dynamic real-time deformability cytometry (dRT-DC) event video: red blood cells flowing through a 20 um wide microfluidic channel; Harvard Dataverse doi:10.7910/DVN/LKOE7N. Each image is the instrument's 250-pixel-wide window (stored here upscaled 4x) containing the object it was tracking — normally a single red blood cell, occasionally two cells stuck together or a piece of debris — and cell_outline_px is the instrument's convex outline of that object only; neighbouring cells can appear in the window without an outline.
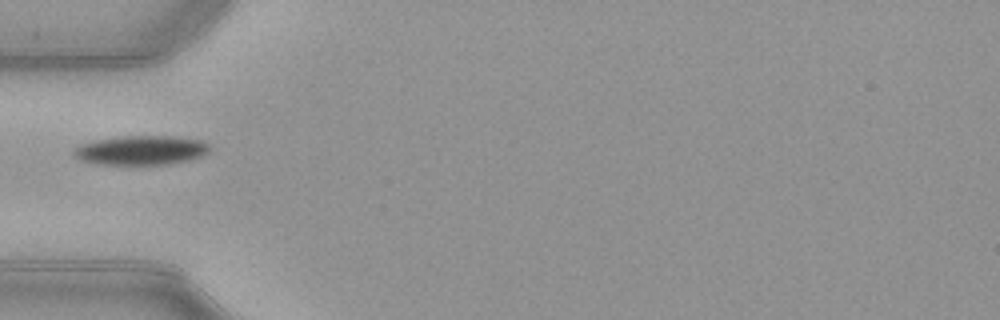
{"species": "common noctule bat (a hibernating species)", "species_latin": "Nyctalus noctula", "temperature_condition": "warm", "stored_images_in_passage": 36, "camera_frame_rate_fps": 3000, "um_per_image_px": 0.085, "animal": {"sex": "female", "body_mass_g": 21.9}, "frame": {"image": 1, "passage_image": 1, "time_ms": 0.0, "image_size_px": [1000, 320], "cell_outline_px": [[212, 148], [208, 152], [200, 156], [188, 160], [168, 164], [100, 164], [80, 160], [72, 156], [72, 152], [80, 144], [96, 140], [124, 136], [176, 136], [200, 140], [208, 144]], "centroid_in_image_um": [11.99, 12.77], "position_along_channel_um": 73.0, "area_um2": 23.12}}
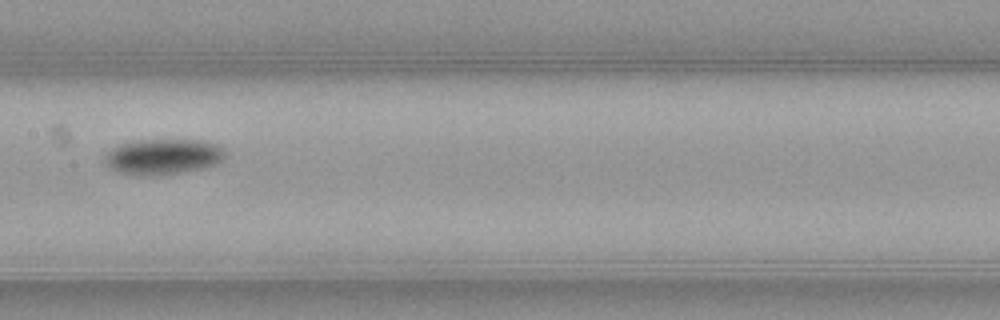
{"frame": {"image": 2, "passage_image": 10, "time_ms": 3.0, "image_size_px": [1000, 320], "cell_outline_px": [[224, 160], [216, 164], [168, 176], [140, 176], [116, 172], [108, 168], [104, 164], [104, 156], [112, 148], [120, 144], [136, 140], [204, 140], [216, 144], [224, 148]], "centroid_in_image_um": [13.83, 13.34], "position_along_channel_um": 193.6, "area_um2": 25.55}}
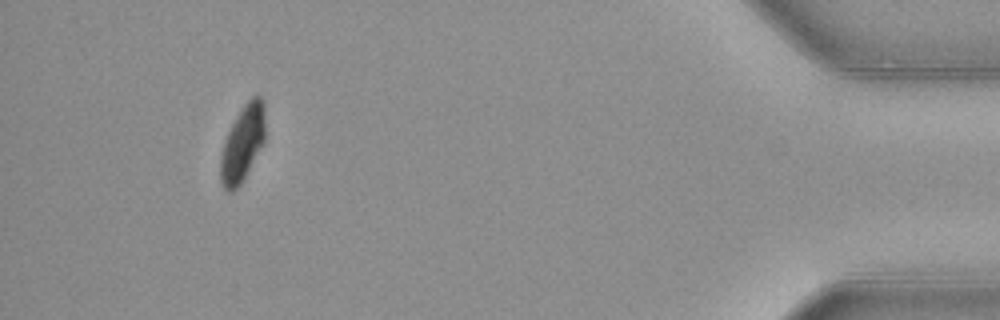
{"frame": {"image": 3, "passage_image": 32, "time_ms": 10.333, "image_size_px": [1000, 320], "cell_outline_px": [[264, 144], [240, 184], [232, 192], [228, 192], [224, 188], [220, 180], [220, 156], [224, 140], [236, 116], [244, 104], [252, 96], [260, 96], [264, 100]], "centroid_in_image_um": [20.61, 12.19], "position_along_channel_um": 414.6, "area_um2": 19.77}}